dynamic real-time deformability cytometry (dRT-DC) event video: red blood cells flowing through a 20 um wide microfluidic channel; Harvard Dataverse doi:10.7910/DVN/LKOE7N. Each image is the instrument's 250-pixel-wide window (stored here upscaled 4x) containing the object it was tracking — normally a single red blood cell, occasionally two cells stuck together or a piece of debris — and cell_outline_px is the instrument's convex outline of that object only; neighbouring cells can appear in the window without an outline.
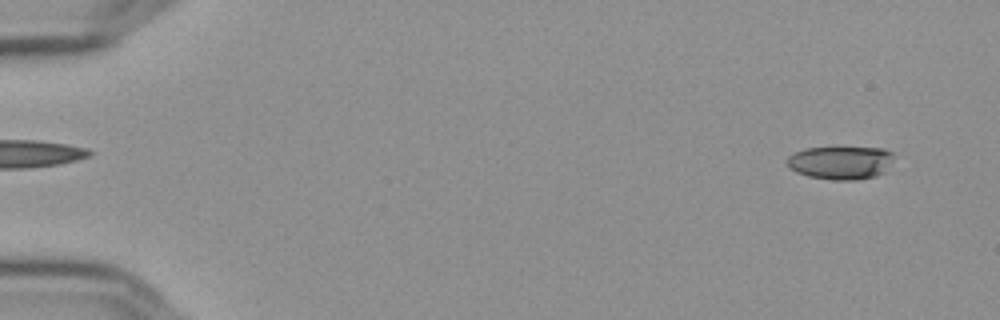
{"species": "Egyptian fruit bat (a non-hibernating species)", "species_latin": "Rousettus aegyptiacus", "temperature_condition": "cold", "stored_images_in_passage": 58, "camera_frame_rate_fps": 3000, "um_per_image_px": 0.085, "frame": {"image": 1, "passage_image": 5, "time_ms": 1.333, "image_size_px": [1000, 320], "cell_outline_px": [[892, 156], [884, 172], [876, 176], [856, 180], [832, 180], [808, 176], [796, 172], [788, 168], [784, 164], [784, 160], [792, 152], [804, 148], [884, 148], [892, 152]], "centroid_in_image_um": [71.35, 13.83], "position_along_channel_um": 13.7, "area_um2": 20.81}}
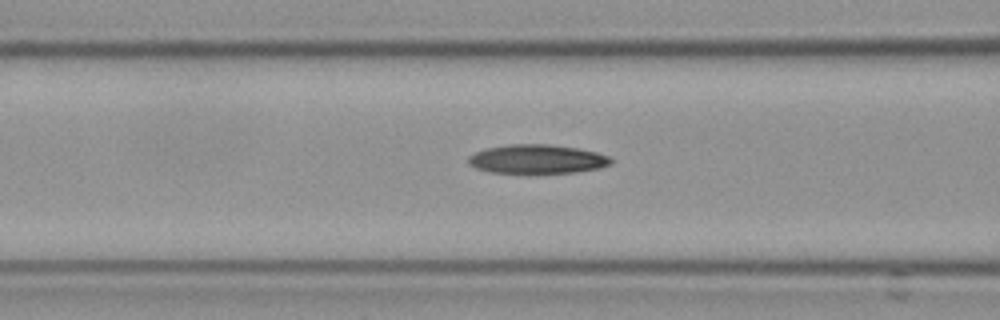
{"frame": {"image": 2, "passage_image": 25, "time_ms": 8.0, "image_size_px": [1000, 320], "cell_outline_px": [[612, 164], [600, 168], [572, 172], [492, 172], [476, 168], [468, 164], [468, 156], [484, 148], [508, 144], [548, 144], [576, 148], [596, 152], [608, 156], [612, 160]], "centroid_in_image_um": [45.63, 13.5], "position_along_channel_um": 121.0, "area_um2": 23.81}}
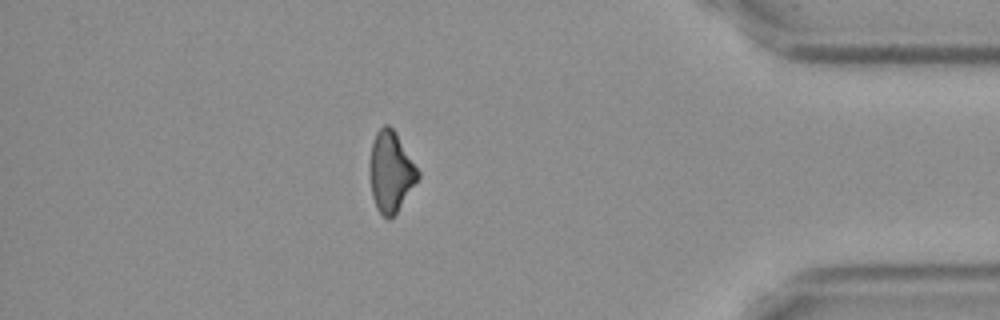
{"frame": {"image": 3, "passage_image": 51, "time_ms": 16.667, "image_size_px": [1000, 320], "cell_outline_px": [[420, 176], [396, 212], [388, 220], [376, 208], [372, 196], [368, 168], [368, 164], [372, 144], [376, 132], [384, 124], [388, 124], [396, 132], [420, 172]], "centroid_in_image_um": [33.19, 14.57], "position_along_channel_um": 402.0, "area_um2": 22.6}, "authors_computed_cell_mechanics": {"area_um2": 23.2645, "velocity_mm_per_s": 3.6294, "shape_relaxation_time_tau1_ms": 6.2027, "shape_relaxation_time_tau2_ms": null, "deformation_change_tau1": 0.1417, "deformation_change_tau2": null}}